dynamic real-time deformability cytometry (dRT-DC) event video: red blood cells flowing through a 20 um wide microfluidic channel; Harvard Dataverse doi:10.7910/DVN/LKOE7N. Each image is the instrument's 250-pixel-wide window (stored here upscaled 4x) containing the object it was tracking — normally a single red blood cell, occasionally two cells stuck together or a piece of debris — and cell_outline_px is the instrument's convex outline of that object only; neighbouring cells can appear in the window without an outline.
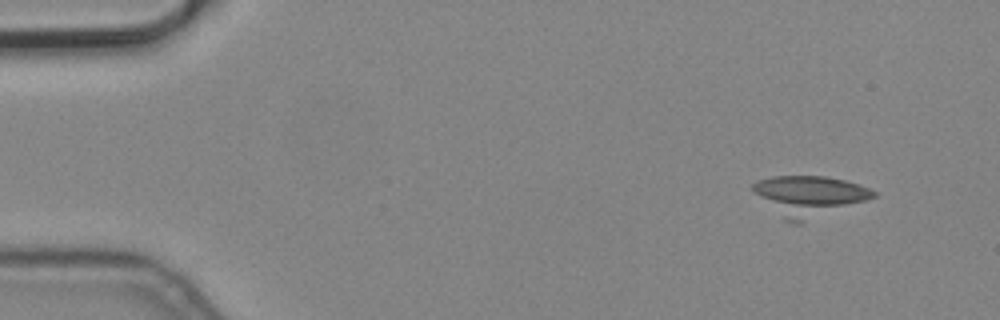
{"species": "common noctule bat (a hibernating species)", "species_latin": "Nyctalus noctula", "temperature_condition": "cold", "stored_images_in_passage": 9, "camera_frame_rate_fps": 3000, "um_per_image_px": 0.085, "animal": {"sex": "male", "body_mass_g": 19.2, "forearm_length_mm": 51.8}, "frame": {"image": 1, "passage_image": 2, "time_ms": 0.333, "image_size_px": [1000, 320], "cell_outline_px": [[876, 196], [800, 224], [796, 224], [784, 220], [752, 192], [752, 184], [756, 180], [772, 176], [824, 176], [844, 180], [860, 184], [876, 192]], "centroid_in_image_um": [68.72, 16.65], "position_along_channel_um": 16.3, "area_um2": 28.21}}
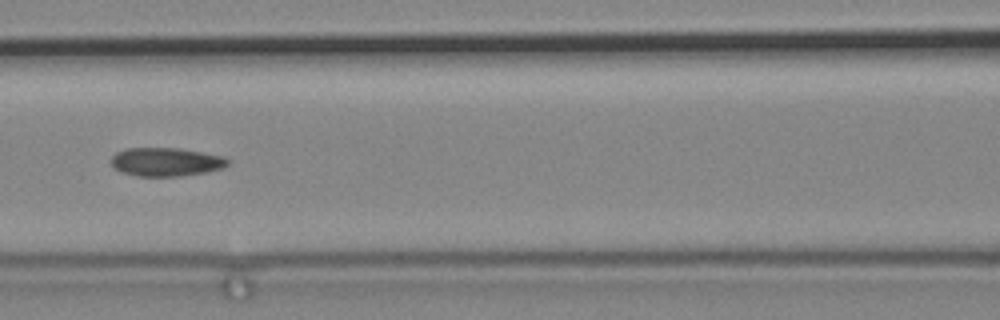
{"frame": {"image": 2, "passage_image": 7, "time_ms": 2.0, "image_size_px": [1000, 320], "cell_outline_px": [[228, 164], [224, 168], [204, 172], [180, 176], [136, 176], [124, 172], [116, 168], [112, 164], [112, 156], [116, 152], [128, 148], [180, 148], [224, 156], [228, 160]], "centroid_in_image_um": [14.14, 13.75], "position_along_channel_um": 152.5, "area_um2": 19.25}}
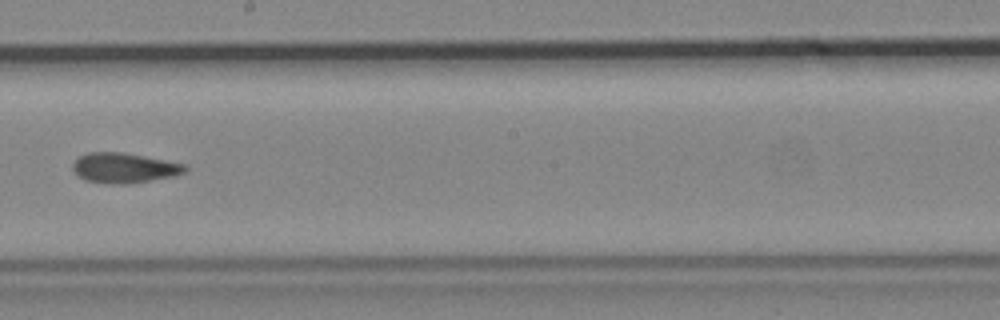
{"frame": {"image": 3, "passage_image": 9, "time_ms": 2.667, "image_size_px": [1000, 320], "cell_outline_px": [[188, 168], [184, 172], [176, 176], [128, 184], [104, 184], [84, 180], [72, 168], [72, 164], [80, 156], [88, 152], [120, 152], [144, 156], [188, 164]], "centroid_in_image_um": [10.59, 14.28], "position_along_channel_um": 237.6, "area_um2": 19.83}}